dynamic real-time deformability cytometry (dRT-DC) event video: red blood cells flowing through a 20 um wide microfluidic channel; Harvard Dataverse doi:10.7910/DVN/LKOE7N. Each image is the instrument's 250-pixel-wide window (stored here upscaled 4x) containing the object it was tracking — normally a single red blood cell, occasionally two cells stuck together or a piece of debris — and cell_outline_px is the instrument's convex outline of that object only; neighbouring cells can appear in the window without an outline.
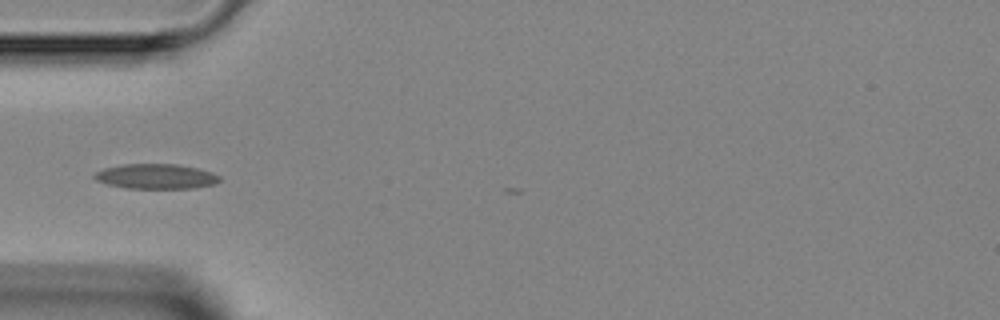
{"species": "Egyptian fruit bat (a non-hibernating species)", "species_latin": "Rousettus aegyptiacus", "temperature_condition": "room temperature", "stored_images_in_passage": 3, "camera_frame_rate_fps": 3000, "um_per_image_px": 0.085, "animal": {"sex": "female"}, "frame": {"image": 1, "passage_image": 1, "time_ms": 0.0, "image_size_px": [1000, 320], "cell_outline_px": [[220, 180], [216, 184], [192, 188], [124, 188], [108, 184], [96, 180], [92, 176], [96, 172], [104, 168], [120, 164], [176, 164], [200, 168], [212, 172], [220, 176]], "centroid_in_image_um": [13.27, 14.99], "position_along_channel_um": 71.7, "area_um2": 18.32}}